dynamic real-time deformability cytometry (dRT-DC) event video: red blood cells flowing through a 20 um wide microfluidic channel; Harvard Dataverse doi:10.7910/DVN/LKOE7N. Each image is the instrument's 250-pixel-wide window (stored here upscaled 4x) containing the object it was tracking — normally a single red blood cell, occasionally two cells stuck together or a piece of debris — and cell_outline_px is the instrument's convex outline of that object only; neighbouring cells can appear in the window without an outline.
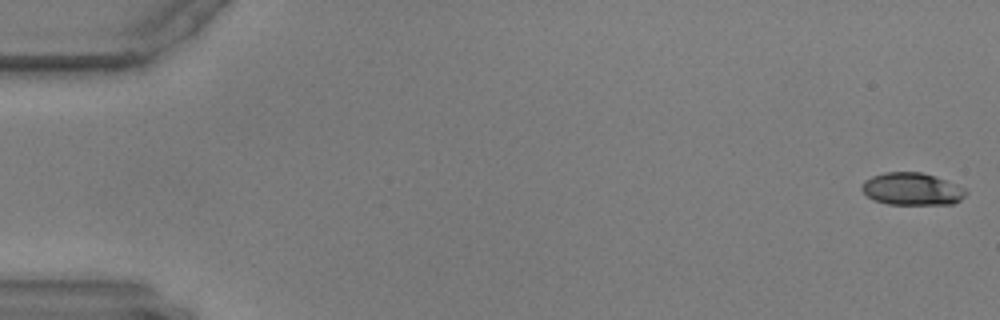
{"species": "common noctule bat (a hibernating species)", "species_latin": "Nyctalus noctula", "temperature_condition": "warm", "stored_images_in_passage": 33, "camera_frame_rate_fps": 3000, "um_per_image_px": 0.085, "animal": {"sex": "male", "body_mass_g": 17.9, "forearm_length_mm": 54.2}, "frame": {"image": 1, "passage_image": 1, "time_ms": 0.0, "image_size_px": [1000, 320], "cell_outline_px": [[968, 192], [960, 200], [952, 204], [888, 204], [872, 200], [860, 188], [864, 180], [872, 176], [884, 172], [920, 172], [936, 176], [956, 184], [964, 188]], "centroid_in_image_um": [77.5, 16.06], "position_along_channel_um": 7.5, "area_um2": 19.71}}
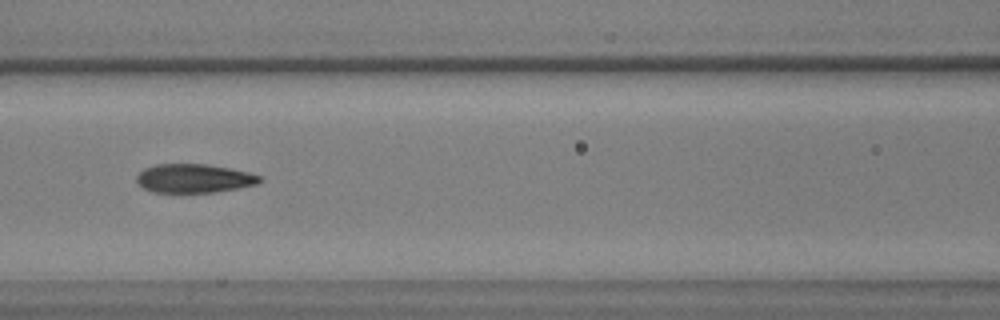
{"frame": {"image": 2, "passage_image": 26, "time_ms": 8.333, "image_size_px": [1000, 320], "cell_outline_px": [[264, 180], [256, 184], [240, 188], [212, 192], [152, 192], [144, 188], [136, 180], [136, 176], [144, 168], [156, 164], [208, 164], [248, 172], [260, 176]], "centroid_in_image_um": [16.5, 15.16], "position_along_channel_um": 150.1, "area_um2": 20.58}}
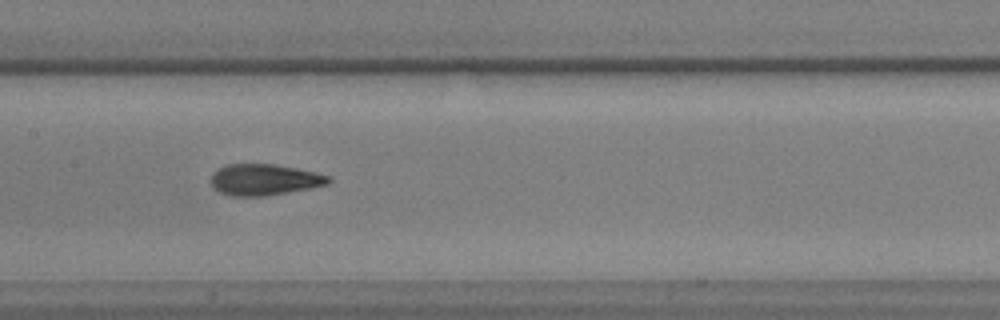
{"frame": {"image": 3, "passage_image": 29, "time_ms": 9.333, "image_size_px": [1000, 320], "cell_outline_px": [[332, 180], [328, 184], [312, 188], [264, 196], [232, 196], [220, 192], [208, 180], [212, 172], [216, 168], [224, 164], [276, 164], [316, 172], [332, 176]], "centroid_in_image_um": [22.46, 15.26], "position_along_channel_um": 184.9, "area_um2": 21.73}}